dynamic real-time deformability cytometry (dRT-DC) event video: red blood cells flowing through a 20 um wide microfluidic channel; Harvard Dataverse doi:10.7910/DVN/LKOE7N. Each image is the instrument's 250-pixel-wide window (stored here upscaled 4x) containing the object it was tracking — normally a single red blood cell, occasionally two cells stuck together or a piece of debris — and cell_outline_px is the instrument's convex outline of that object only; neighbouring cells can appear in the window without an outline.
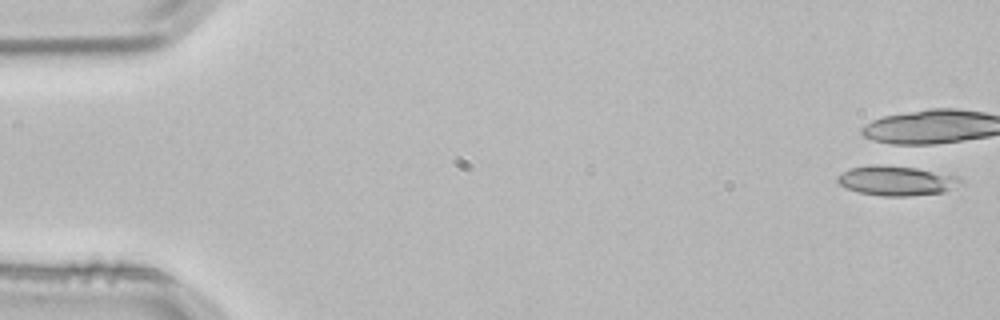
{"species": "common noctule bat (a hibernating species)", "species_latin": "Nyctalus noctula", "temperature_condition": "room temperature", "stored_images_in_passage": 4, "camera_frame_rate_fps": 3000, "um_per_image_px": 0.085, "animal": {"sex": "male", "body_mass_g": 21.5, "forearm_length_mm": 52.0}, "frame": {"image": 1, "passage_image": 1, "time_ms": 0.0, "image_size_px": [1000, 320], "cell_outline_px": [[964, 184], [944, 192], [912, 196], [884, 196], [860, 192], [848, 188], [840, 184], [836, 180], [836, 176], [852, 168], [872, 164], [884, 164], [916, 168], [956, 176], [964, 180]], "centroid_in_image_um": [76.25, 15.36], "position_along_channel_um": 8.8, "area_um2": 21.33}}